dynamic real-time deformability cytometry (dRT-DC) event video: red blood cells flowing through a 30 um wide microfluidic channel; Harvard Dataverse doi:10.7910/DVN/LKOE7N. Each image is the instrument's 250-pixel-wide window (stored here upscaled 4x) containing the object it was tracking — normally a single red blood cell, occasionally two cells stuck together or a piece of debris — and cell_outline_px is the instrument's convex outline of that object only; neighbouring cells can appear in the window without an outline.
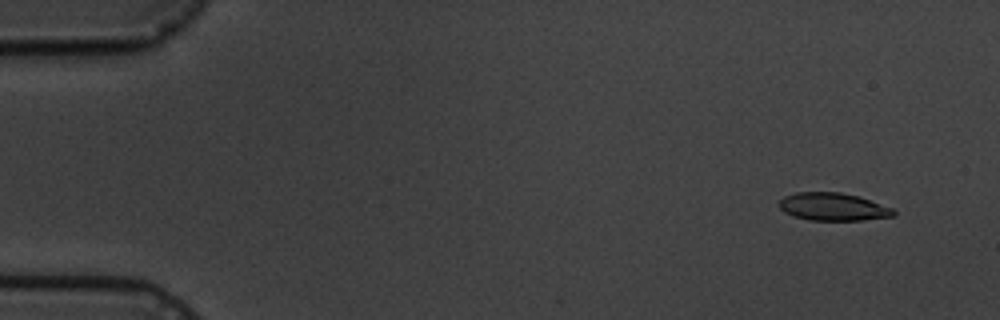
{"species": "common noctule bat (a hibernating species)", "species_latin": "Nyctalus noctula", "temperature_condition": "cold", "stored_images_in_passage": 7, "camera_frame_rate_fps": 3000, "um_per_image_px": 0.085, "animal": {"sex": "male", "body_mass_g": 19.5, "forearm_length_mm": 54.6}, "frame": {"image": 1, "passage_image": 1, "time_ms": 0.0, "image_size_px": [1000, 320], "cell_outline_px": [[896, 216], [864, 220], [808, 220], [792, 216], [784, 212], [776, 204], [784, 196], [796, 192], [840, 192], [860, 196], [892, 208], [896, 212]], "centroid_in_image_um": [70.8, 17.58], "position_along_channel_um": 14.2, "area_um2": 18.79}}
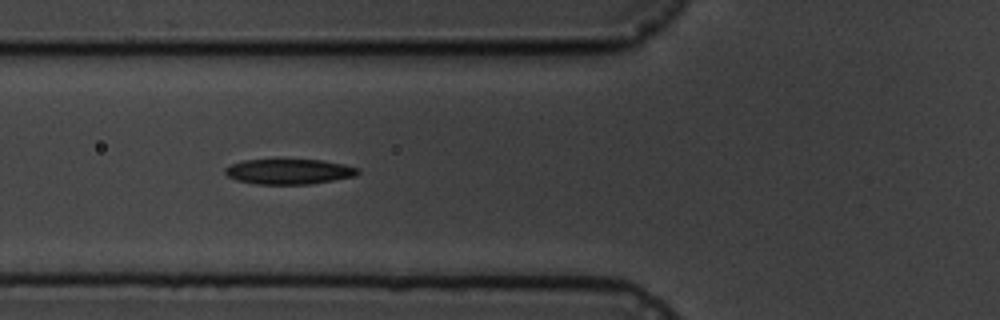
{"frame": {"image": 2, "passage_image": 6, "time_ms": 5.667, "image_size_px": [1000, 320], "cell_outline_px": [[360, 172], [356, 176], [308, 184], [256, 184], [236, 180], [228, 176], [224, 172], [224, 168], [232, 164], [244, 160], [276, 156], [320, 160], [344, 164], [360, 168]], "centroid_in_image_um": [24.53, 14.52], "position_along_channel_um": 101.3, "area_um2": 20.52}}
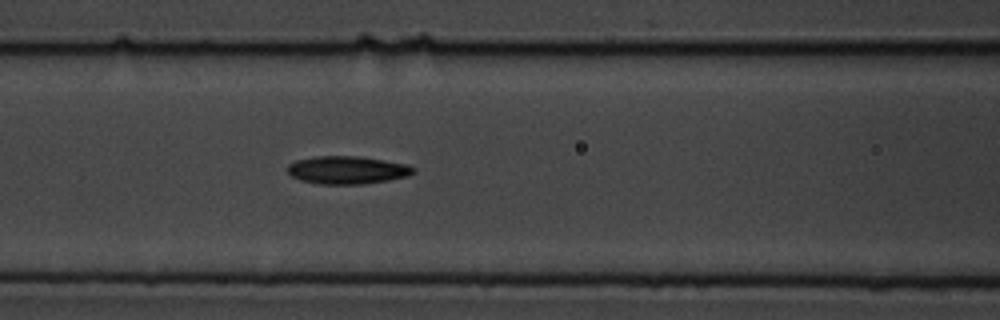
{"frame": {"image": 3, "passage_image": 7, "time_ms": 6.667, "image_size_px": [1000, 320], "cell_outline_px": [[416, 172], [408, 176], [388, 180], [364, 184], [320, 184], [300, 180], [292, 176], [288, 172], [288, 164], [296, 160], [316, 156], [356, 156], [408, 164], [416, 168]], "centroid_in_image_um": [29.54, 14.45], "position_along_channel_um": 137.1, "area_um2": 20.46}}